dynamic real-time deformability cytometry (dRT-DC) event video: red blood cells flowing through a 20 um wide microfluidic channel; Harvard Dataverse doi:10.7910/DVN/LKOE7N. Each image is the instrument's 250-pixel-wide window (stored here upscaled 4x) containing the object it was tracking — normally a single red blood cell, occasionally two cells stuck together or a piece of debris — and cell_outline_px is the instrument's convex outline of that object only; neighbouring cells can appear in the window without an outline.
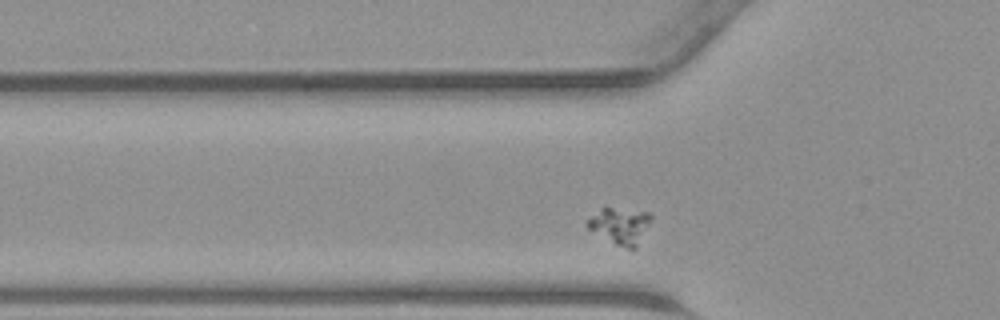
{"species": "common noctule bat (a hibernating species)", "species_latin": "Nyctalus noctula", "temperature_condition": "warm", "stored_images_in_passage": 27, "camera_frame_rate_fps": 3000, "um_per_image_px": 0.085, "animal": {"sex": "male", "body_mass_g": 23.1, "forearm_length_mm": 52.7}, "frame": {"image": 1, "passage_image": 5, "time_ms": 1.333, "image_size_px": [1000, 320], "cell_outline_px": [[652, 220], [636, 248], [628, 248], [616, 244], [588, 228], [584, 224], [600, 208], [612, 208], [648, 212], [652, 216]], "centroid_in_image_um": [52.73, 19.17], "position_along_channel_um": 73.1, "area_um2": 13.18}}
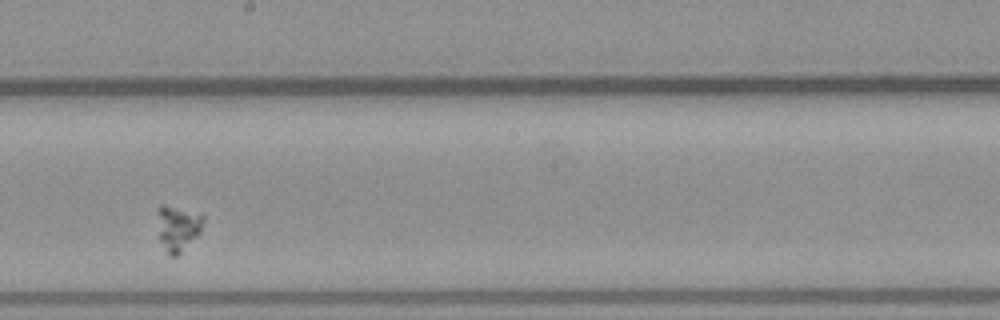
{"frame": {"image": 2, "passage_image": 16, "time_ms": 5.0, "image_size_px": [1000, 320], "cell_outline_px": [[204, 220], [200, 232], [176, 256], [168, 256], [160, 240], [156, 208], [160, 204], [164, 204], [204, 216]], "centroid_in_image_um": [15.07, 19.37], "position_along_channel_um": 233.1, "area_um2": 11.91}}
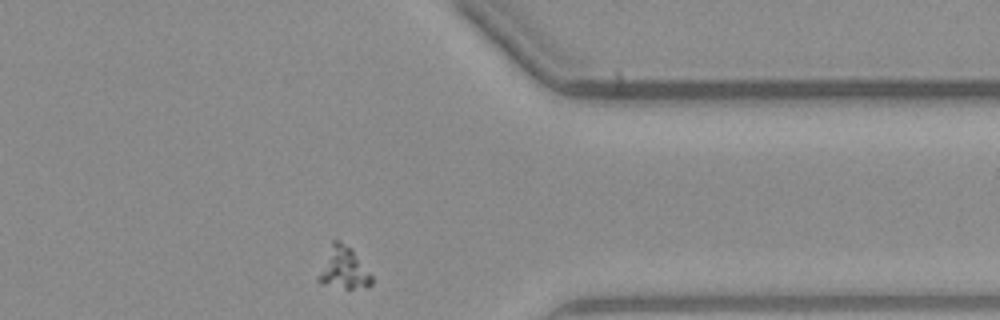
{"frame": {"image": 3, "passage_image": 27, "time_ms": 8.667, "image_size_px": [1000, 320], "cell_outline_px": [[372, 284], [352, 288], [344, 288], [320, 284], [316, 280], [316, 276], [332, 240], [340, 240], [352, 248], [372, 276]], "centroid_in_image_um": [29.15, 22.77], "position_along_channel_um": 382.3, "area_um2": 13.01}}